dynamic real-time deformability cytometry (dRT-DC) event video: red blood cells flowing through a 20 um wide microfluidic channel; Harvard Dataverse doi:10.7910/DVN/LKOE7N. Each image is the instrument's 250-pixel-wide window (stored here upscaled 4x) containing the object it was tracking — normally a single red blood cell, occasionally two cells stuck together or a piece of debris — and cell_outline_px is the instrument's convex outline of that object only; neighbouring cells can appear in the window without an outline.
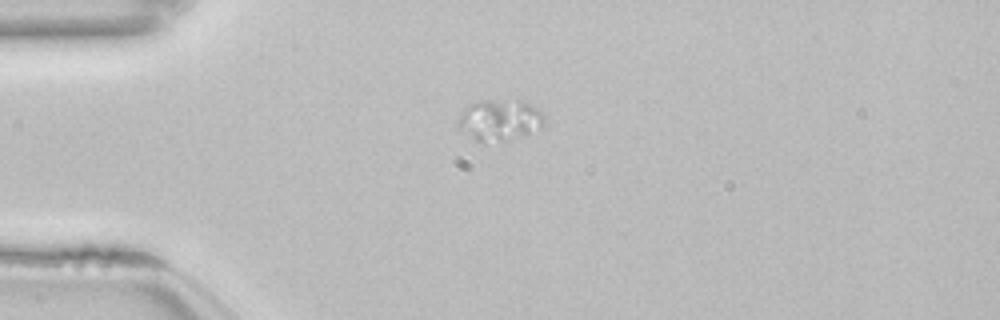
{"species": "common noctule bat (a hibernating species)", "species_latin": "Nyctalus noctula", "temperature_condition": "room temperature", "stored_images_in_passage": 31, "camera_frame_rate_fps": 3000, "um_per_image_px": 0.085, "animal": {"sex": "female", "body_mass_g": 22.7, "forearm_length_mm": 54.2}, "frame": {"image": 1, "passage_image": 1, "time_ms": 0.0, "image_size_px": [1000, 320], "cell_outline_px": [[544, 120], [540, 128], [528, 132], [500, 140], [484, 144], [476, 140], [456, 128], [456, 124], [464, 108], [480, 100], [524, 100], [536, 108], [544, 116]], "centroid_in_image_um": [42.4, 10.18], "position_along_channel_um": 42.6, "area_um2": 20.35}}
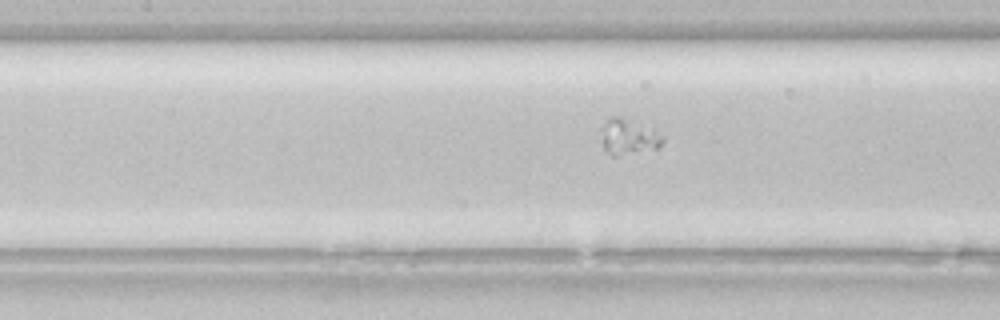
{"frame": {"image": 2, "passage_image": 12, "time_ms": 3.667, "image_size_px": [1000, 320], "cell_outline_px": [[664, 140], [660, 148], [620, 156], [612, 156], [604, 148], [600, 128], [612, 116], [620, 116], [652, 128], [664, 136]], "centroid_in_image_um": [53.45, 11.64], "position_along_channel_um": 153.9, "area_um2": 12.95}}
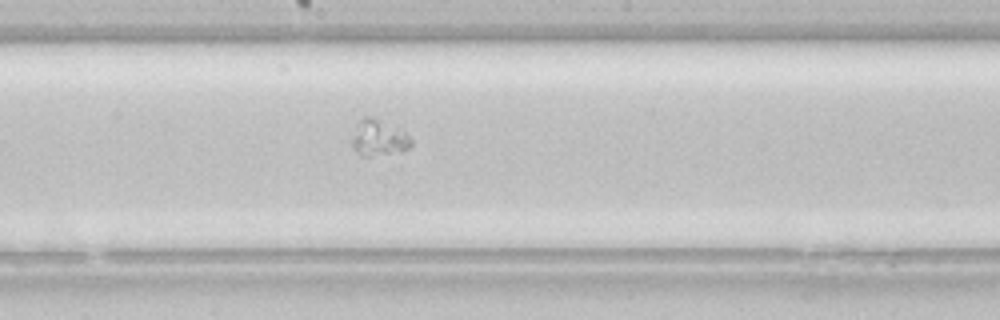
{"frame": {"image": 3, "passage_image": 17, "time_ms": 5.333, "image_size_px": [1000, 320], "cell_outline_px": [[412, 144], [408, 148], [400, 152], [368, 156], [360, 156], [352, 148], [352, 140], [356, 124], [364, 116], [368, 116], [380, 120], [404, 132], [412, 140]], "centroid_in_image_um": [32.16, 11.74], "position_along_channel_um": 216.0, "area_um2": 12.25}}